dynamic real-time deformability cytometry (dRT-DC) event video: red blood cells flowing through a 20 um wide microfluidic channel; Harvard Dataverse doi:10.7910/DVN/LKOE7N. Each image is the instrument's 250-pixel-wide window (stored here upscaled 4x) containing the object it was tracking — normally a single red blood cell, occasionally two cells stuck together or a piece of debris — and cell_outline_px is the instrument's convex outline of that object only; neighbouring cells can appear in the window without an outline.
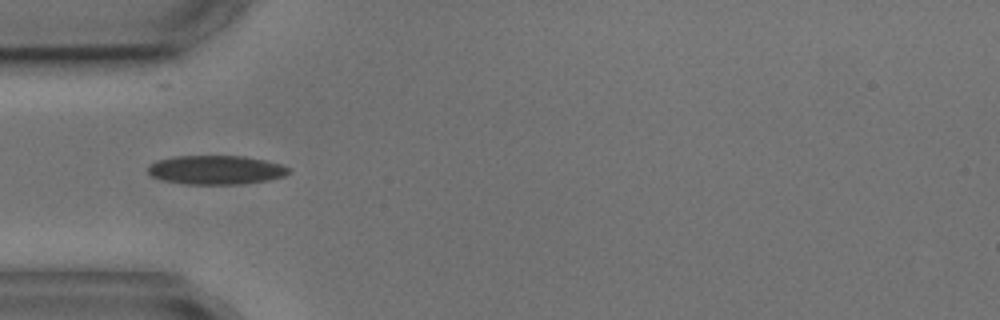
{"species": "common noctule bat (a hibernating species)", "species_latin": "Nyctalus noctula", "temperature_condition": "cold", "stored_images_in_passage": 5, "camera_frame_rate_fps": 3000, "um_per_image_px": 0.085, "animal": {"sex": "male", "body_mass_g": 17.9, "forearm_length_mm": 54.2}, "frame": {"image": 1, "passage_image": 1, "time_ms": 0.0, "image_size_px": [1000, 320], "cell_outline_px": [[292, 168], [284, 176], [268, 180], [244, 184], [184, 184], [164, 180], [152, 176], [148, 172], [148, 164], [156, 160], [176, 156], [244, 156], [264, 160], [280, 164]], "centroid_in_image_um": [18.35, 14.44], "position_along_channel_um": 66.7, "area_um2": 23.81}}
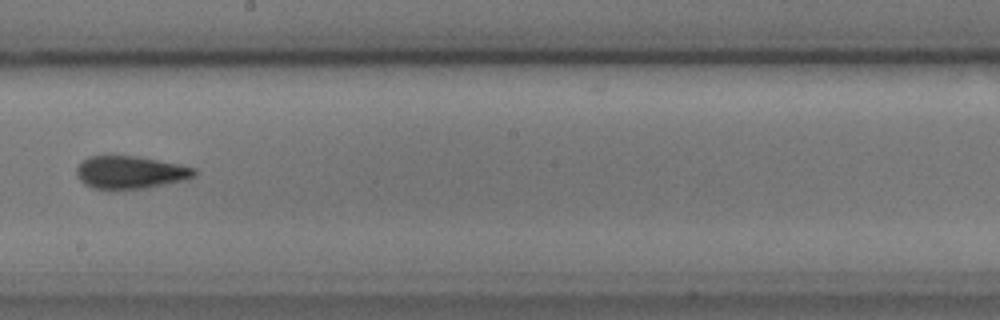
{"frame": {"image": 2, "passage_image": 5, "time_ms": 4.667, "image_size_px": [1000, 320], "cell_outline_px": [[196, 176], [184, 180], [144, 188], [92, 188], [84, 184], [76, 176], [76, 168], [88, 156], [136, 156], [180, 164], [196, 168]], "centroid_in_image_um": [11.08, 14.63], "position_along_channel_um": 237.1, "area_um2": 22.2}}